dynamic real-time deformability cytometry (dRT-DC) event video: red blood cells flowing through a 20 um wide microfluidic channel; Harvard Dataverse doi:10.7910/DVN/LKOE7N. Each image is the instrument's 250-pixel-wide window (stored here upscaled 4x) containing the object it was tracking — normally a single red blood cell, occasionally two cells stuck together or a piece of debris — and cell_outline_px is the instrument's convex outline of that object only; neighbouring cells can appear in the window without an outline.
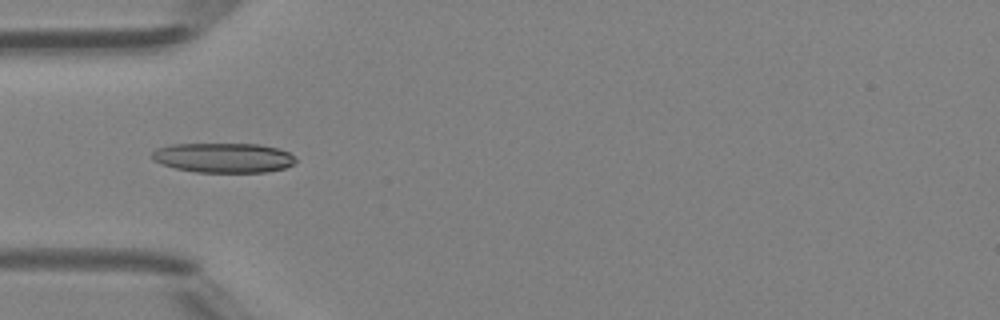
{"species": "Egyptian fruit bat (a non-hibernating species)", "species_latin": "Rousettus aegyptiacus", "temperature_condition": "room temperature", "stored_images_in_passage": 48, "camera_frame_rate_fps": 3000, "um_per_image_px": 0.085, "animal": {"sex": "female"}, "frame": {"image": 1, "passage_image": 16, "time_ms": 5.0, "image_size_px": [1000, 320], "cell_outline_px": [[296, 160], [292, 164], [284, 168], [264, 172], [196, 172], [176, 168], [152, 160], [152, 152], [156, 148], [172, 144], [260, 144], [276, 148], [288, 152]], "centroid_in_image_um": [18.96, 13.4], "position_along_channel_um": 66.0, "area_um2": 24.68}}
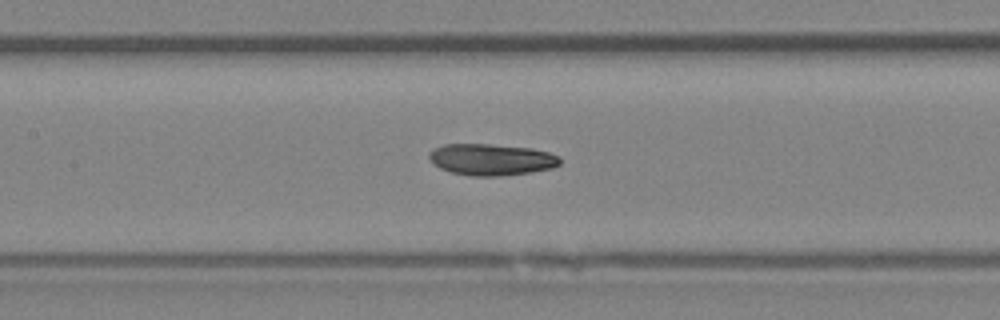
{"frame": {"image": 2, "passage_image": 23, "time_ms": 7.333, "image_size_px": [1000, 320], "cell_outline_px": [[560, 164], [552, 168], [532, 172], [500, 176], [472, 176], [452, 172], [440, 168], [428, 156], [428, 152], [432, 148], [444, 144], [488, 144], [532, 148], [548, 152], [560, 156]], "centroid_in_image_um": [41.78, 13.55], "position_along_channel_um": 165.6, "area_um2": 24.04}}
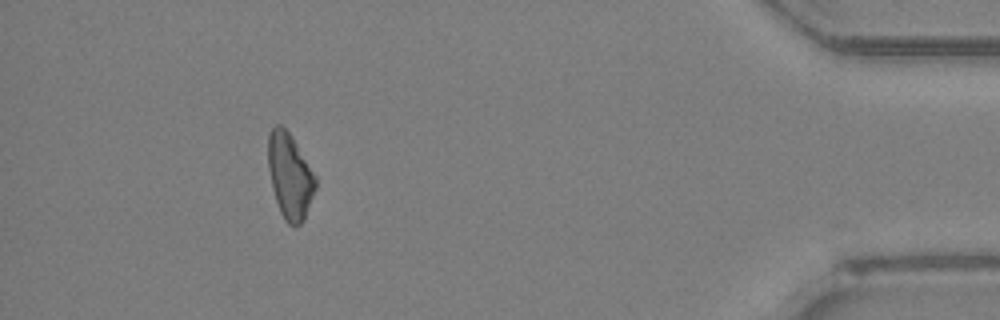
{"frame": {"image": 3, "passage_image": 44, "time_ms": 14.333, "image_size_px": [1000, 320], "cell_outline_px": [[316, 188], [304, 220], [296, 228], [288, 224], [284, 220], [280, 212], [272, 188], [268, 168], [268, 136], [272, 128], [276, 124], [280, 124], [292, 136], [316, 176]], "centroid_in_image_um": [24.64, 14.99], "position_along_channel_um": 410.6, "area_um2": 23.7}, "authors_computed_cell_mechanics": {"area_um2": 23.9292, "velocity_mm_per_s": 4.3326, "shape_relaxation_time_tau1_ms": 7.8919, "shape_relaxation_time_tau2_ms": null, "deformation_change_tau1": 0.1712, "deformation_change_tau2": null}}